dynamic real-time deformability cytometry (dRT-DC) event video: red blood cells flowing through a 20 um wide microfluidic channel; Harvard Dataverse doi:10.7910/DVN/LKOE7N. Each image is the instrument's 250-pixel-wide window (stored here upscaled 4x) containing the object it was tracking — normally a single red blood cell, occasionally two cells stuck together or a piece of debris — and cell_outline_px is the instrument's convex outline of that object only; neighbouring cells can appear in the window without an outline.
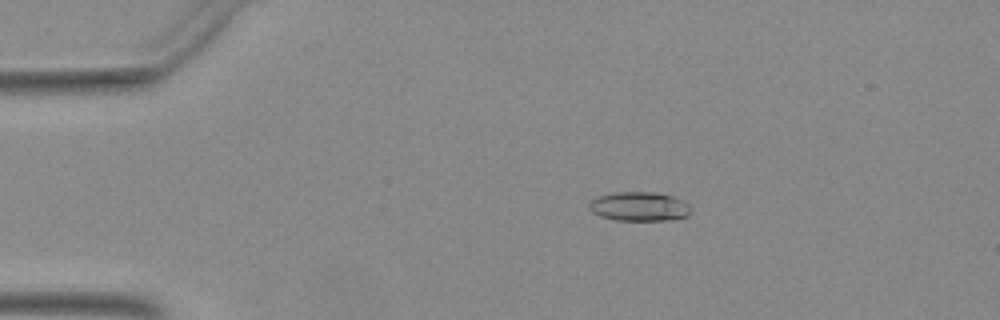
{"species": "Egyptian fruit bat (a non-hibernating species)", "species_latin": "Rousettus aegyptiacus", "temperature_condition": "warm", "stored_images_in_passage": 10, "camera_frame_rate_fps": 3000, "um_per_image_px": 0.085, "animal": {"sex": "female"}, "frame": {"image": 1, "passage_image": 1, "time_ms": 0.0, "image_size_px": [1000, 320], "cell_outline_px": [[692, 212], [688, 216], [668, 220], [616, 220], [600, 216], [592, 212], [588, 208], [588, 204], [592, 200], [600, 196], [616, 192], [656, 192], [672, 196], [688, 204], [692, 208]], "centroid_in_image_um": [54.35, 17.55], "position_along_channel_um": 30.6, "area_um2": 17.28}}
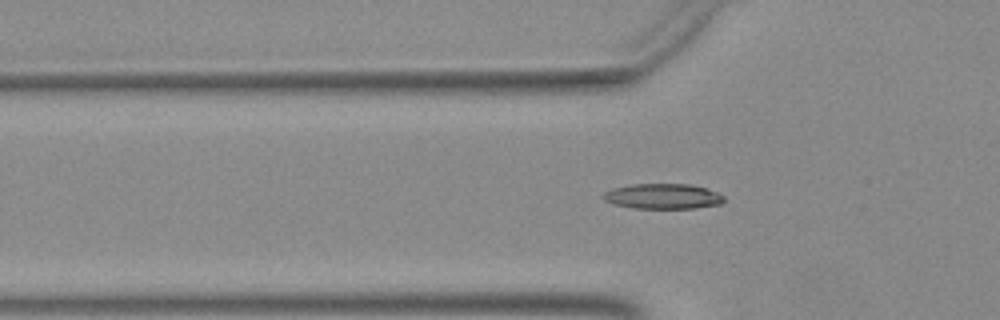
{"frame": {"image": 2, "passage_image": 8, "time_ms": 2.333, "image_size_px": [1000, 320], "cell_outline_px": [[724, 200], [720, 204], [696, 208], [632, 208], [616, 204], [604, 200], [600, 196], [604, 192], [612, 188], [632, 184], [688, 184], [704, 188], [716, 192], [724, 196]], "centroid_in_image_um": [56.31, 16.68], "position_along_channel_um": 69.5, "area_um2": 17.69}}